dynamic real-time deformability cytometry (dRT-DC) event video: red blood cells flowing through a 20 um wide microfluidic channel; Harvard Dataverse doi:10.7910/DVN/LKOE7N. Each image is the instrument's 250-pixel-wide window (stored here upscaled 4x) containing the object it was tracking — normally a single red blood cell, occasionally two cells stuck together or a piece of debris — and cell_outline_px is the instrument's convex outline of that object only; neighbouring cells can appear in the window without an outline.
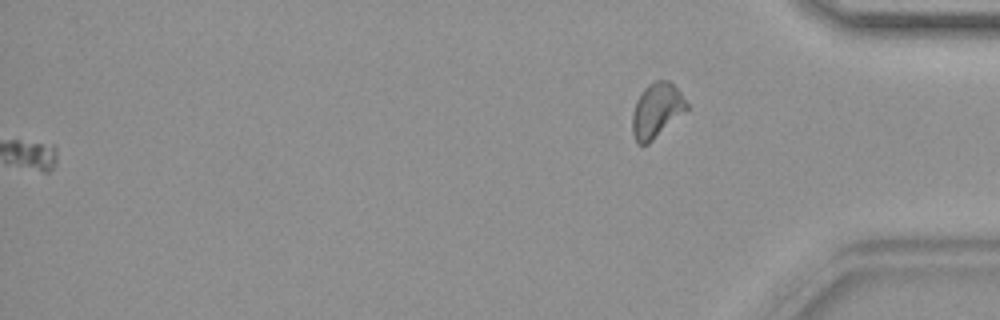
{"species": "common noctule bat (a hibernating species)", "species_latin": "Nyctalus noctula", "temperature_condition": "warm", "stored_images_in_passage": 45, "segment_of_instrument_passage": [2, 2], "camera_frame_rate_fps": 3000, "um_per_image_px": 0.085, "animal": {"sex": "female", "body_mass_g": 19.9}, "frame": {"image": 1, "passage_image": 45, "time_ms": 14.667, "image_size_px": [1000, 320], "cell_outline_px": [[688, 108], [648, 144], [636, 144], [632, 132], [632, 112], [636, 100], [644, 88], [648, 84], [656, 80], [668, 80], [680, 92], [688, 104]], "centroid_in_image_um": [55.77, 9.38], "position_along_channel_um": 379.4, "area_um2": 17.11}}